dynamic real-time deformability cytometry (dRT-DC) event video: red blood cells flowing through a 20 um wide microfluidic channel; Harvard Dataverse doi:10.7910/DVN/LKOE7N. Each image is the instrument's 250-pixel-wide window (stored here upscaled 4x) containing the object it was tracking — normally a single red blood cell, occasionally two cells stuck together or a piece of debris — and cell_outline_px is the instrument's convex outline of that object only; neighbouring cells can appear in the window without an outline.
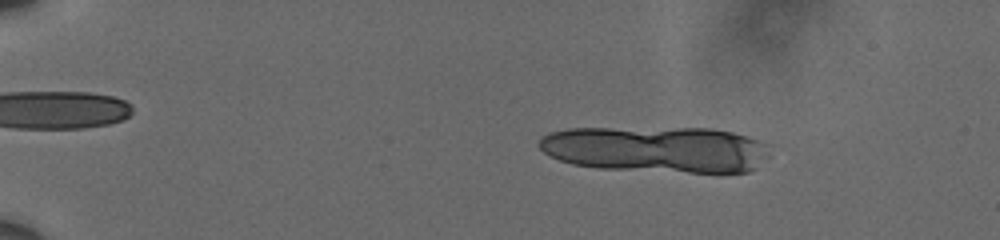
{"species": "human", "species_latin": "Homo sapiens", "temperature_condition": "cold", "stored_images_in_passage": 19, "camera_frame_rate_fps": 3000, "um_per_image_px": 0.085, "donor": {"sex": "male"}, "frame": {"image": 1, "passage_image": 11, "time_ms": 3.333, "image_size_px": [1000, 240], "cell_outline_px": [[772, 156], [756, 168], [748, 172], [688, 172], [600, 168], [572, 164], [560, 160], [544, 152], [536, 144], [540, 136], [548, 132], [568, 128], [712, 128], [732, 132], [768, 144]], "centroid_in_image_um": [55.8, 12.68], "position_along_channel_um": 29.2, "area_um2": 62.66}}